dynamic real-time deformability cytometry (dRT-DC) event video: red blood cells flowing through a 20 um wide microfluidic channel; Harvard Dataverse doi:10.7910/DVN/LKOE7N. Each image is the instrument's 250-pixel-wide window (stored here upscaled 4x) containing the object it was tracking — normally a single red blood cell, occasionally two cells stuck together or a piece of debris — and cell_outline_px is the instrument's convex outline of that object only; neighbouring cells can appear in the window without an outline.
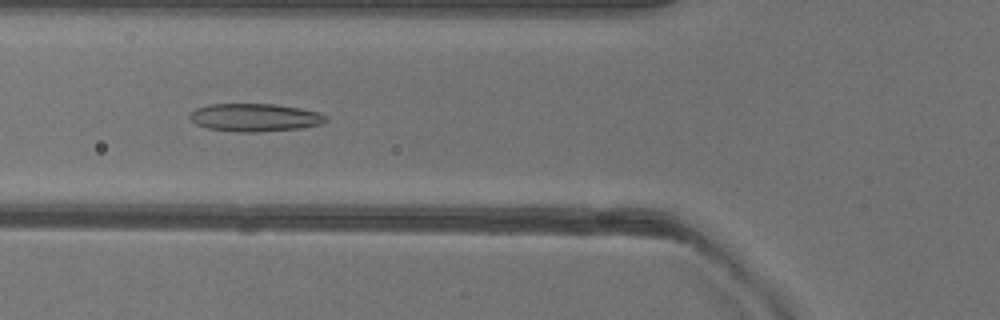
{"species": "common noctule bat (a hibernating species)", "species_latin": "Nyctalus noctula", "temperature_condition": "warm", "stored_images_in_passage": 35, "camera_frame_rate_fps": 3000, "um_per_image_px": 0.085, "animal": {"sex": "female"}, "frame": {"image": 1, "passage_image": 3, "time_ms": 0.667, "image_size_px": [1000, 320], "cell_outline_px": [[328, 120], [320, 124], [300, 128], [256, 132], [240, 132], [208, 128], [196, 124], [188, 116], [196, 108], [208, 104], [276, 104], [300, 108], [320, 112], [328, 116]], "centroid_in_image_um": [21.69, 9.98], "position_along_channel_um": 104.1, "area_um2": 22.14}}
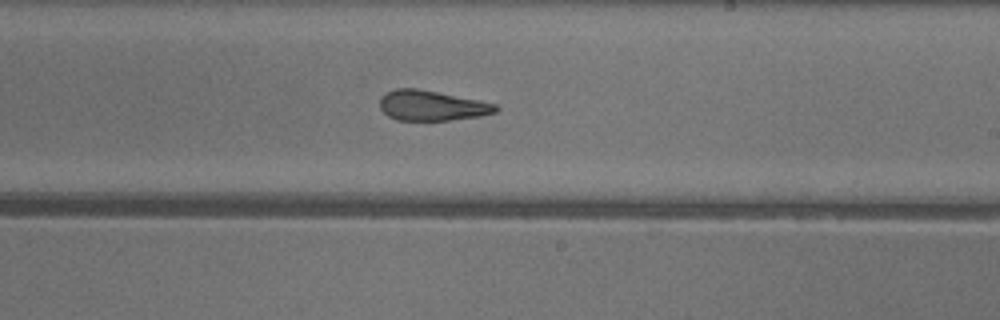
{"frame": {"image": 2, "passage_image": 14, "time_ms": 4.333, "image_size_px": [1000, 320], "cell_outline_px": [[500, 108], [496, 112], [480, 116], [448, 120], [396, 120], [388, 116], [380, 108], [380, 96], [396, 88], [416, 88], [480, 100], [496, 104]], "centroid_in_image_um": [36.7, 8.97], "position_along_channel_um": 252.3, "area_um2": 20.35}}
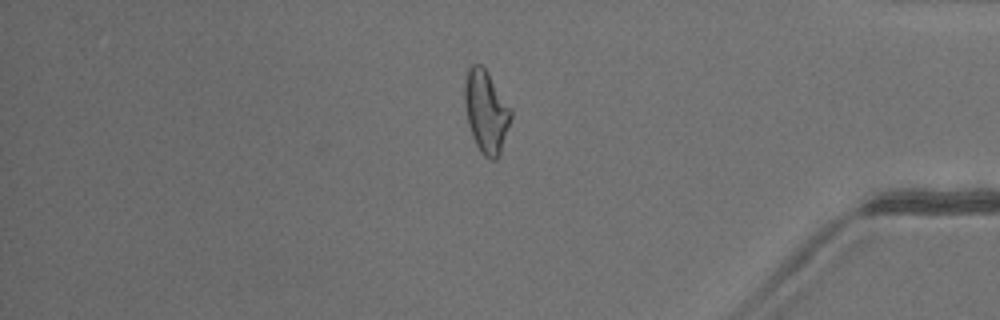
{"frame": {"image": 3, "passage_image": 27, "time_ms": 8.667, "image_size_px": [1000, 320], "cell_outline_px": [[512, 116], [500, 152], [496, 160], [492, 160], [484, 156], [480, 152], [472, 136], [468, 124], [464, 100], [464, 84], [468, 68], [472, 64], [480, 64], [488, 72], [512, 112]], "centroid_in_image_um": [41.29, 9.48], "position_along_channel_um": 393.9, "area_um2": 21.96}}